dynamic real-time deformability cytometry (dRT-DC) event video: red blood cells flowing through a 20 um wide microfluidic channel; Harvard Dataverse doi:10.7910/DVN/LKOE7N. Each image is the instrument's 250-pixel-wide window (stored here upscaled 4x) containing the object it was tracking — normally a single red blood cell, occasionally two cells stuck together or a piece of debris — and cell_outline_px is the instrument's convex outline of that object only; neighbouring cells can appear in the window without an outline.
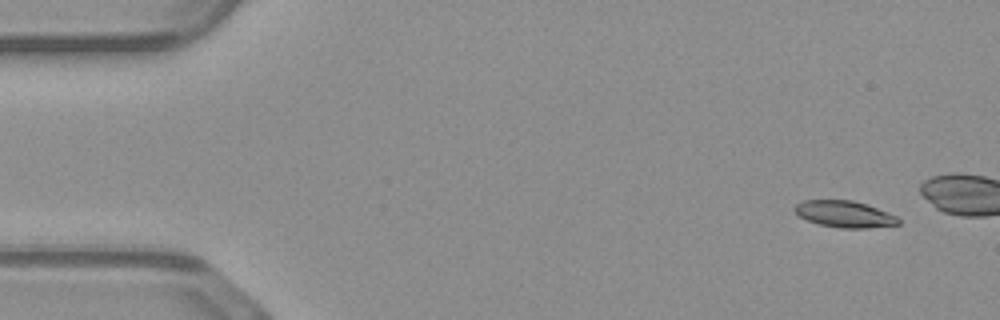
{"species": "common noctule bat (a hibernating species)", "species_latin": "Nyctalus noctula", "temperature_condition": "warm", "stored_images_in_passage": 14, "camera_frame_rate_fps": 3000, "um_per_image_px": 0.085, "animal": {"sex": "male", "body_mass_g": 23.1, "forearm_length_mm": 52.7}, "frame": {"image": 1, "passage_image": 3, "time_ms": 0.667, "image_size_px": [1000, 320], "cell_outline_px": [[900, 224], [868, 228], [840, 228], [820, 224], [808, 220], [800, 216], [792, 208], [796, 204], [804, 200], [852, 200], [876, 208], [896, 216], [900, 220]], "centroid_in_image_um": [71.77, 18.2], "position_along_channel_um": 13.2, "area_um2": 15.84}}